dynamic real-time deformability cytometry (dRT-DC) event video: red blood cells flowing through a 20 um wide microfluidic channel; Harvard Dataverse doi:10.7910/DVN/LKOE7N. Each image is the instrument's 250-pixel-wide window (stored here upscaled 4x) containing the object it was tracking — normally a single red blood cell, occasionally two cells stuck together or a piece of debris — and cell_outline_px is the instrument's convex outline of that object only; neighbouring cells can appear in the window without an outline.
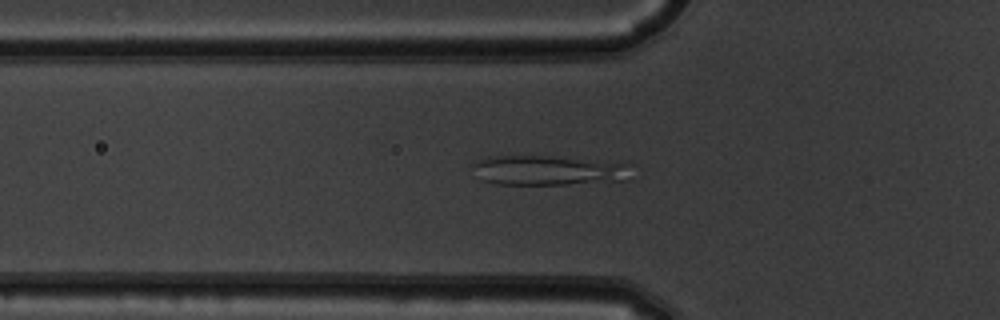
{"species": "common noctule bat (a hibernating species)", "species_latin": "Nyctalus noctula", "temperature_condition": "warm", "stored_images_in_passage": 53, "camera_frame_rate_fps": 3000, "um_per_image_px": 0.085, "animal": {"sex": "male", "body_mass_g": 19.5, "forearm_length_mm": 54.6}, "frame": {"image": 1, "passage_image": 19, "time_ms": 6.0, "image_size_px": [1000, 320], "cell_outline_px": [[624, 180], [564, 184], [496, 184], [480, 180], [472, 164], [488, 156], [548, 156], [620, 164]], "centroid_in_image_um": [46.3, 14.49], "position_along_channel_um": 79.5, "area_um2": 25.95}}
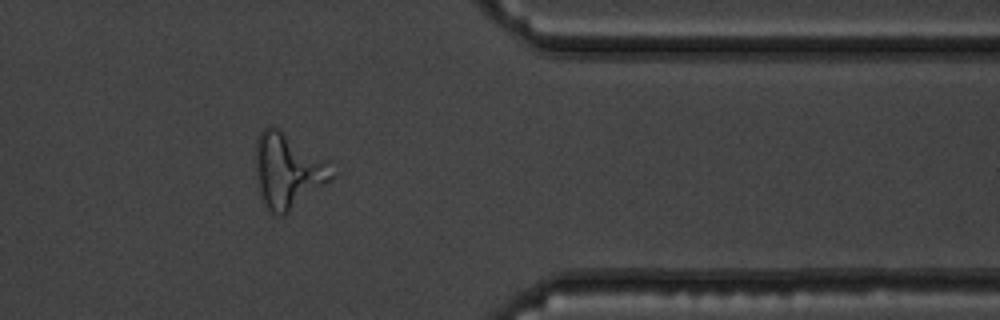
{"frame": {"image": 2, "passage_image": 44, "time_ms": 14.333, "image_size_px": [1000, 320], "cell_outline_px": [[332, 180], [284, 216], [276, 216], [268, 208], [260, 192], [256, 172], [256, 140], [260, 132], [268, 124], [272, 124], [332, 160]], "centroid_in_image_um": [24.51, 14.46], "position_along_channel_um": 386.9, "area_um2": 33.76}}
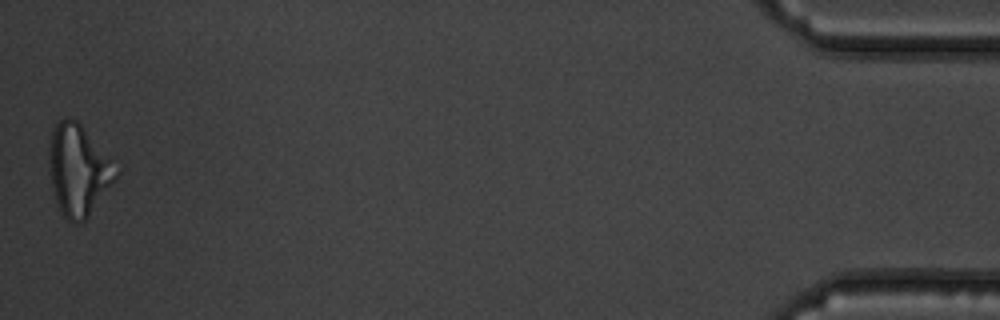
{"frame": {"image": 3, "passage_image": 53, "time_ms": 17.333, "image_size_px": [1000, 320], "cell_outline_px": [[120, 172], [112, 184], [88, 216], [84, 220], [76, 224], [68, 220], [64, 216], [60, 208], [52, 184], [48, 160], [48, 152], [52, 132], [56, 124], [60, 120], [76, 120], [84, 128]], "centroid_in_image_um": [6.65, 14.47], "position_along_channel_um": 428.5, "area_um2": 34.28}}